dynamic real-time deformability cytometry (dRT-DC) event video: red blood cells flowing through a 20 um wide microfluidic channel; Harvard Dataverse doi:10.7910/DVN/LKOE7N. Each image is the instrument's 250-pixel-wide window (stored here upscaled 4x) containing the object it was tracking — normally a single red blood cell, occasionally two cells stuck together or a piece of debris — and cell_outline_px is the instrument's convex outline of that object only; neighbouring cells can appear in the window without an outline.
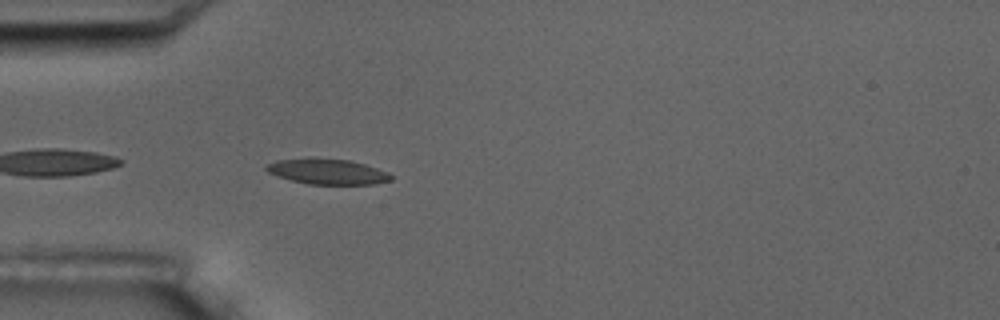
{"species": "common noctule bat (a hibernating species)", "species_latin": "Nyctalus noctula", "temperature_condition": "room temperature", "stored_images_in_passage": 4, "camera_frame_rate_fps": 3000, "um_per_image_px": 0.085, "animal": {"sex": "male", "body_mass_g": 17.5, "forearm_length_mm": 52.3}, "frame": {"image": 1, "passage_image": 4, "time_ms": 3.667, "image_size_px": [1000, 320], "cell_outline_px": [[392, 180], [376, 184], [308, 184], [292, 180], [268, 172], [264, 168], [268, 164], [276, 160], [312, 156], [352, 160], [388, 172], [392, 176]], "centroid_in_image_um": [27.83, 14.55], "position_along_channel_um": 57.2, "area_um2": 18.79}}